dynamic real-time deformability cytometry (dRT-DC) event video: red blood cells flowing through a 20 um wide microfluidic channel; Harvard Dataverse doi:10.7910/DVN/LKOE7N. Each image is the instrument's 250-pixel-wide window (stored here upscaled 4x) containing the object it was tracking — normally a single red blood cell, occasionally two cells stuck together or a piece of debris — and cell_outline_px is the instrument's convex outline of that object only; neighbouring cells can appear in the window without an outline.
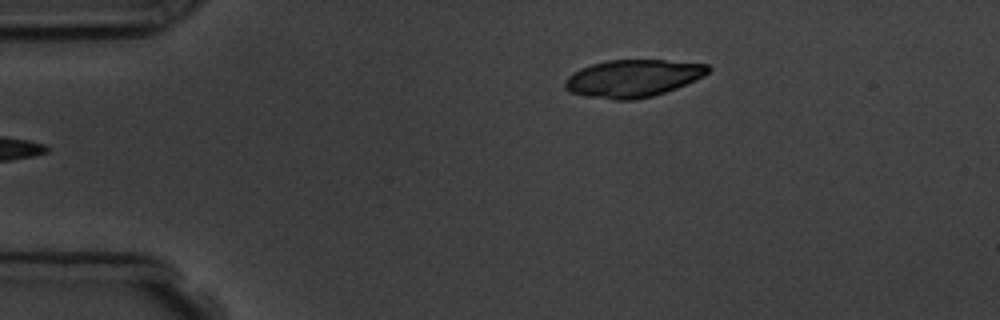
{"species": "common noctule bat (a hibernating species)", "species_latin": "Nyctalus noctula", "temperature_condition": "room temperature", "stored_images_in_passage": 5, "segment_of_instrument_passage": [2, 2], "camera_frame_rate_fps": 3000, "um_per_image_px": 0.085, "animal": {"sex": "male", "body_mass_g": 19.5, "forearm_length_mm": 54.6}, "frame": {"image": 1, "passage_image": 5, "time_ms": 4.333, "image_size_px": [1000, 320], "cell_outline_px": [[712, 68], [704, 76], [676, 88], [652, 96], [636, 100], [612, 100], [584, 96], [568, 92], [564, 88], [564, 80], [568, 76], [580, 68], [592, 64], [608, 60], [664, 60], [708, 64]], "centroid_in_image_um": [53.76, 6.66], "position_along_channel_um": 31.2, "area_um2": 31.39}}